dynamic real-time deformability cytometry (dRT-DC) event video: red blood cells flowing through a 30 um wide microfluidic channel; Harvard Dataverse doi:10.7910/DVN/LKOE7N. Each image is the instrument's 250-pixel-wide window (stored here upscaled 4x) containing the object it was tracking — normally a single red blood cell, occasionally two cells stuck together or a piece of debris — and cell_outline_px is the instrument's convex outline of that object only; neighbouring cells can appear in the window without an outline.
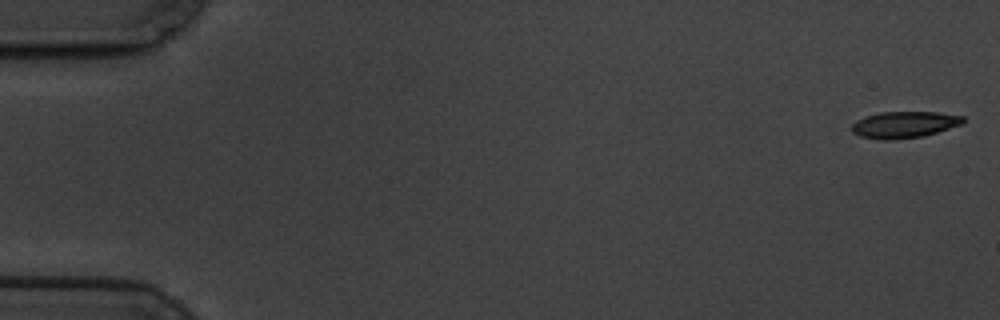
{"species": "common noctule bat (a hibernating species)", "species_latin": "Nyctalus noctula", "temperature_condition": "cold", "stored_images_in_passage": 6, "camera_frame_rate_fps": 3000, "um_per_image_px": 0.085, "animal": {"sex": "male", "body_mass_g": 19.5, "forearm_length_mm": 54.6}, "frame": {"image": 1, "passage_image": 1, "time_ms": 0.0, "image_size_px": [1000, 320], "cell_outline_px": [[964, 124], [924, 136], [896, 140], [880, 140], [860, 136], [852, 132], [852, 124], [856, 120], [864, 116], [880, 112], [936, 112], [964, 116]], "centroid_in_image_um": [76.86, 10.6], "position_along_channel_um": 8.1, "area_um2": 17.46}}
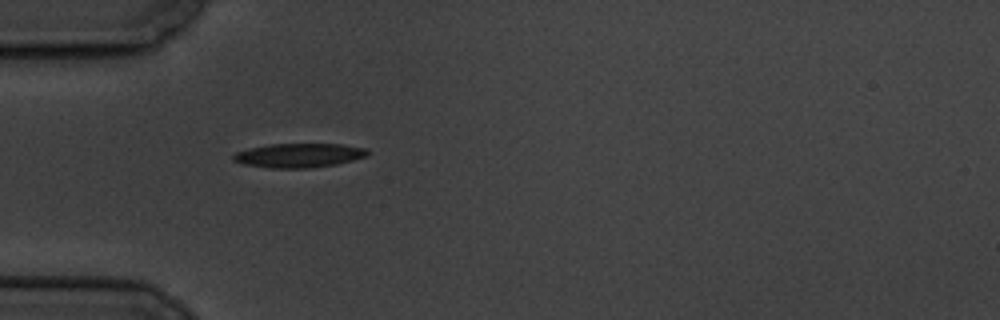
{"frame": {"image": 2, "passage_image": 5, "time_ms": 5.667, "image_size_px": [1000, 320], "cell_outline_px": [[368, 156], [336, 164], [308, 168], [268, 168], [244, 164], [232, 160], [232, 156], [236, 152], [252, 148], [272, 144], [344, 144], [364, 148], [368, 152]], "centroid_in_image_um": [25.41, 13.21], "position_along_channel_um": 59.6, "area_um2": 18.73}}